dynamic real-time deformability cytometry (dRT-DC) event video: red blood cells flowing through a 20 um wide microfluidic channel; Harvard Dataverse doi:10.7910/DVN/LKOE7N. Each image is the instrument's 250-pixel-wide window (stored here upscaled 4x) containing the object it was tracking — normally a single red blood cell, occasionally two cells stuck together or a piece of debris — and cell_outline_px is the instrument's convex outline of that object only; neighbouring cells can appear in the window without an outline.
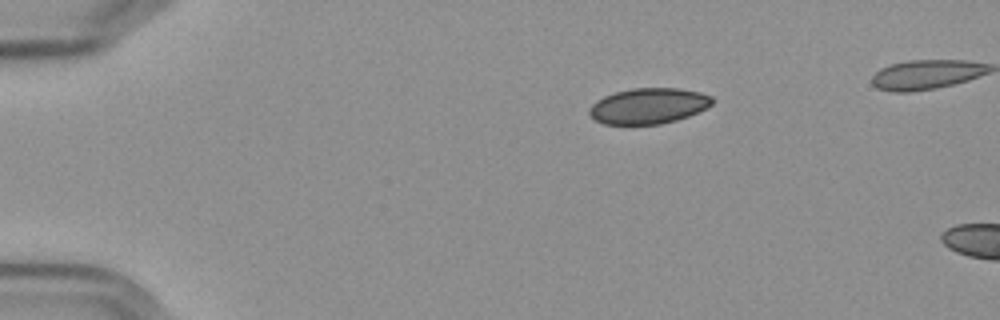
{"species": "Egyptian fruit bat (a non-hibernating species)", "species_latin": "Rousettus aegyptiacus", "temperature_condition": "cold", "stored_images_in_passage": 8, "camera_frame_rate_fps": 3000, "um_per_image_px": 0.085, "frame": {"image": 1, "passage_image": 1, "time_ms": 0.0, "image_size_px": [1000, 320], "cell_outline_px": [[716, 100], [712, 104], [688, 116], [676, 120], [660, 124], [604, 124], [596, 120], [588, 112], [588, 108], [596, 100], [604, 96], [616, 92], [632, 88], [680, 88], [700, 92], [712, 96]], "centroid_in_image_um": [55.12, 8.99], "position_along_channel_um": 29.9, "area_um2": 25.55}}